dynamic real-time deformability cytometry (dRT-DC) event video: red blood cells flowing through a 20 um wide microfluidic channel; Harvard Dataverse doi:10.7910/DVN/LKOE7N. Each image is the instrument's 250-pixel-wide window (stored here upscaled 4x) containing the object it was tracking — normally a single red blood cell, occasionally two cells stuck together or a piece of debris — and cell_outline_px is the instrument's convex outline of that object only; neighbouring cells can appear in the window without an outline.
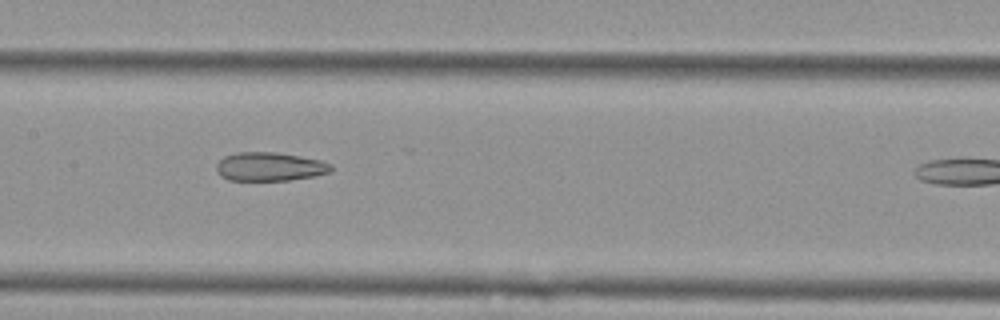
{"species": "Egyptian fruit bat (a non-hibernating species)", "species_latin": "Rousettus aegyptiacus", "temperature_condition": "cold", "stored_images_in_passage": 27, "camera_frame_rate_fps": 3000, "um_per_image_px": 0.085, "animal": {"sex": "female"}, "frame": {"image": 1, "passage_image": 23, "time_ms": 7.333, "image_size_px": [1000, 320], "cell_outline_px": [[332, 172], [316, 176], [288, 180], [228, 180], [220, 176], [216, 172], [216, 164], [224, 156], [236, 152], [276, 152], [300, 156], [320, 160], [332, 164]], "centroid_in_image_um": [22.92, 14.16], "position_along_channel_um": 184.5, "area_um2": 19.36}}